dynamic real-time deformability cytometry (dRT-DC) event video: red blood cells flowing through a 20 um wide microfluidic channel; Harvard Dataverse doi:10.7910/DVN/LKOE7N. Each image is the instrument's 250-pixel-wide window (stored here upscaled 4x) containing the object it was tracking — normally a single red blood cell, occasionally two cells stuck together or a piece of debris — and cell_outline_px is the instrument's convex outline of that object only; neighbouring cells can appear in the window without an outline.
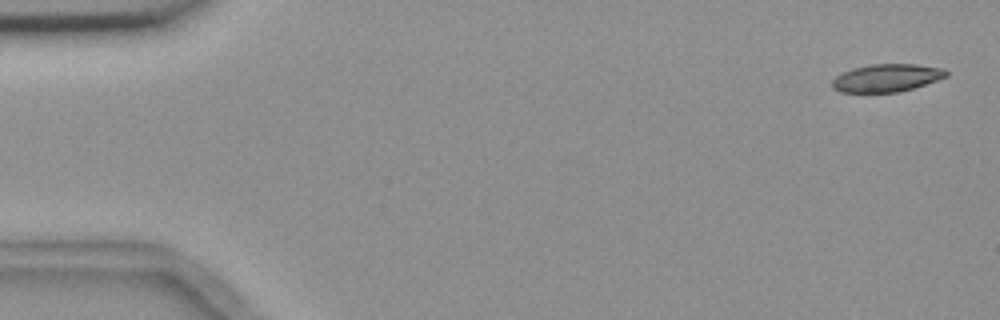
{"species": "common noctule bat (a hibernating species)", "species_latin": "Nyctalus noctula", "temperature_condition": "room temperature", "stored_images_in_passage": 56, "camera_frame_rate_fps": 3000, "um_per_image_px": 0.085, "animal": {"sex": "female", "body_mass_g": 18.4}, "frame": {"image": 1, "passage_image": 2, "time_ms": 0.333, "image_size_px": [1000, 320], "cell_outline_px": [[948, 76], [912, 88], [896, 92], [840, 92], [832, 88], [832, 80], [836, 76], [852, 68], [872, 64], [916, 64], [944, 68], [948, 72]], "centroid_in_image_um": [75.36, 6.61], "position_along_channel_um": 9.6, "area_um2": 18.32}}
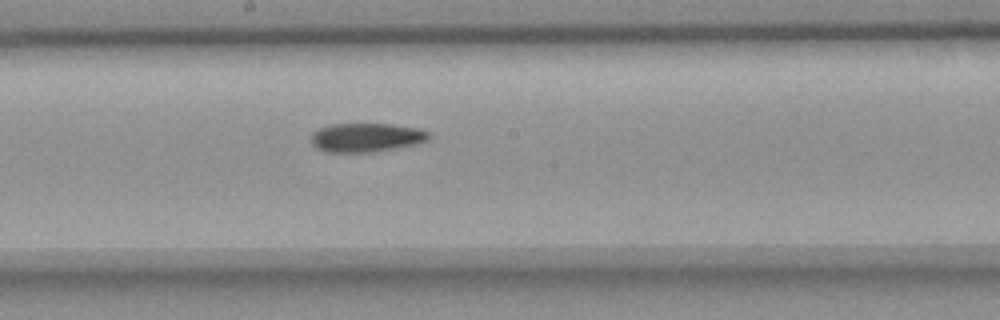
{"frame": {"image": 2, "passage_image": 30, "time_ms": 9.667, "image_size_px": [1000, 320], "cell_outline_px": [[432, 136], [428, 140], [420, 144], [372, 152], [324, 152], [316, 148], [312, 144], [312, 132], [320, 128], [332, 124], [392, 124], [416, 128], [428, 132]], "centroid_in_image_um": [31.15, 11.69], "position_along_channel_um": 217.0, "area_um2": 19.94}}
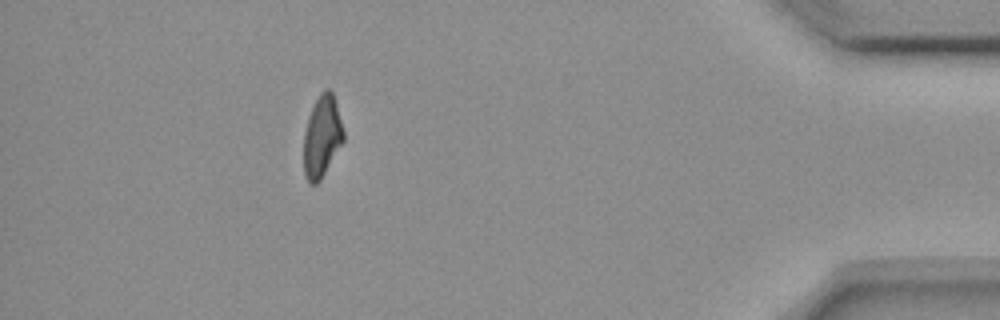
{"frame": {"image": 3, "passage_image": 50, "time_ms": 16.333, "image_size_px": [1000, 320], "cell_outline_px": [[344, 140], [320, 180], [316, 184], [308, 184], [304, 176], [304, 132], [308, 116], [320, 92], [324, 88], [328, 88], [332, 92], [336, 104], [344, 132]], "centroid_in_image_um": [27.35, 11.61], "position_along_channel_um": 407.8, "area_um2": 18.84}, "authors_computed_cell_mechanics": {"area_um2": 19.9121, "velocity_mm_per_s": 3.6484, "shape_relaxation_time_tau1_ms": 5.0462, "shape_relaxation_time_tau2_ms": null, "deformation_change_tau1": 0.1462, "deformation_change_tau2": null}}